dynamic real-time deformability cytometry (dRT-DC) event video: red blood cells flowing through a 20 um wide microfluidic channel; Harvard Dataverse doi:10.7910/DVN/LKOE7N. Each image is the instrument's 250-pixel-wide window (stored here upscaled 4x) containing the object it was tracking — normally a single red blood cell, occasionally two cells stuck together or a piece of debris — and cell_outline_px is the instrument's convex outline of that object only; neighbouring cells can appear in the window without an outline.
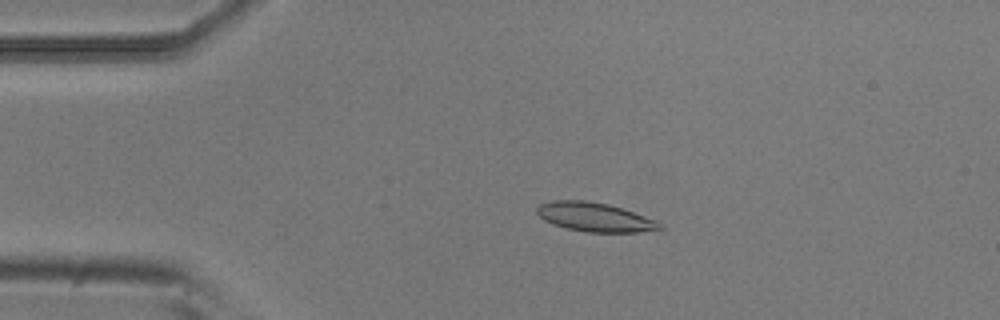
{"species": "common noctule bat (a hibernating species)", "species_latin": "Nyctalus noctula", "temperature_condition": "room temperature", "stored_images_in_passage": 54, "camera_frame_rate_fps": 3000, "um_per_image_px": 0.085, "animal": {"sex": "male", "body_mass_g": 20.5, "forearm_length_mm": 52.5}, "frame": {"image": 1, "passage_image": 11, "time_ms": 3.333, "image_size_px": [1000, 320], "cell_outline_px": [[664, 228], [640, 232], [588, 232], [568, 228], [552, 224], [544, 220], [536, 212], [536, 208], [540, 204], [552, 200], [584, 200], [608, 204], [624, 208], [656, 220]], "centroid_in_image_um": [50.55, 18.44], "position_along_channel_um": 34.4, "area_um2": 20.75}}
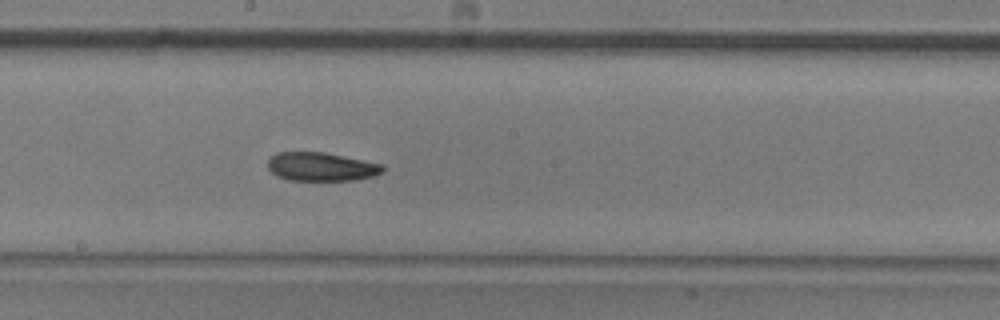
{"frame": {"image": 2, "passage_image": 29, "time_ms": 9.333, "image_size_px": [1000, 320], "cell_outline_px": [[384, 172], [372, 176], [356, 180], [288, 180], [276, 176], [268, 168], [268, 160], [276, 152], [324, 152], [384, 164]], "centroid_in_image_um": [27.31, 14.17], "position_along_channel_um": 220.9, "area_um2": 19.25}}
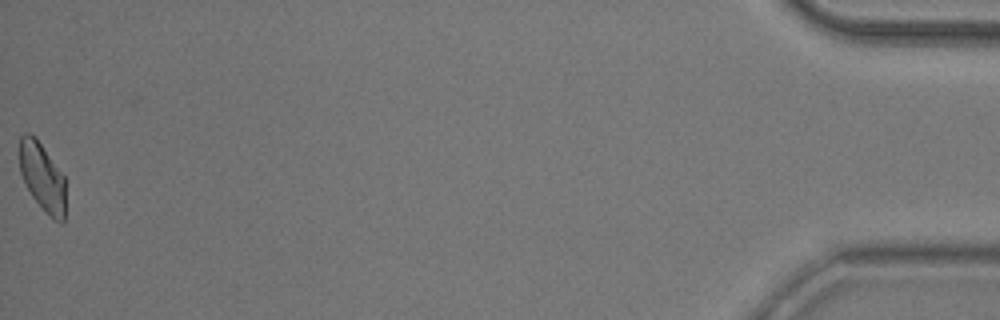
{"frame": {"image": 3, "passage_image": 54, "time_ms": 17.667, "image_size_px": [1000, 320], "cell_outline_px": [[64, 220], [60, 224], [52, 220], [32, 196], [20, 172], [20, 136], [24, 132], [28, 132], [36, 136], [64, 176]], "centroid_in_image_um": [3.59, 15.03], "position_along_channel_um": 431.6, "area_um2": 18.26}, "authors_computed_cell_mechanics": {"area_um2": 19.8832, "velocity_mm_per_s": 3.7436, "shape_relaxation_time_tau1_ms": 6.9016, "shape_relaxation_time_tau2_ms": 7.119, "deformation_change_tau1": 0.1259, "deformation_change_tau2": 0.1326}}